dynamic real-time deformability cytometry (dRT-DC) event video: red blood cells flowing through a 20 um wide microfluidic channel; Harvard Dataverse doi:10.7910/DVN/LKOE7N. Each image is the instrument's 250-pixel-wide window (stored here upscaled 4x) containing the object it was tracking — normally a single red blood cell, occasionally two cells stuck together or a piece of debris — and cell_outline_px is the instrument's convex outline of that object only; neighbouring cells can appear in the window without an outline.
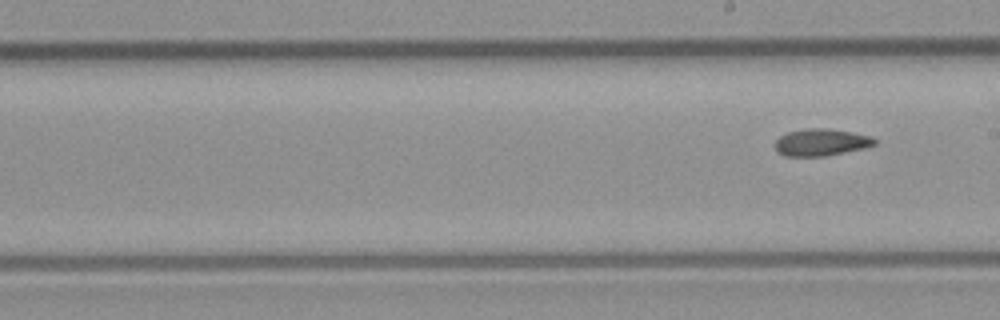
{"species": "common noctule bat (a hibernating species)", "species_latin": "Nyctalus noctula", "temperature_condition": "room temperature", "stored_images_in_passage": 10, "segment_of_instrument_passage": [2, 2], "camera_frame_rate_fps": 3000, "um_per_image_px": 0.085, "animal": {"sex": "male", "body_mass_g": 23.1, "forearm_length_mm": 52.7}, "frame": {"image": 1, "passage_image": 10, "time_ms": 11.333, "image_size_px": [1000, 320], "cell_outline_px": [[876, 144], [864, 148], [824, 156], [784, 156], [776, 152], [776, 140], [780, 136], [788, 132], [804, 128], [824, 128], [852, 132], [872, 136], [876, 140]], "centroid_in_image_um": [69.79, 12.09], "position_along_channel_um": 219.2, "area_um2": 15.66}}